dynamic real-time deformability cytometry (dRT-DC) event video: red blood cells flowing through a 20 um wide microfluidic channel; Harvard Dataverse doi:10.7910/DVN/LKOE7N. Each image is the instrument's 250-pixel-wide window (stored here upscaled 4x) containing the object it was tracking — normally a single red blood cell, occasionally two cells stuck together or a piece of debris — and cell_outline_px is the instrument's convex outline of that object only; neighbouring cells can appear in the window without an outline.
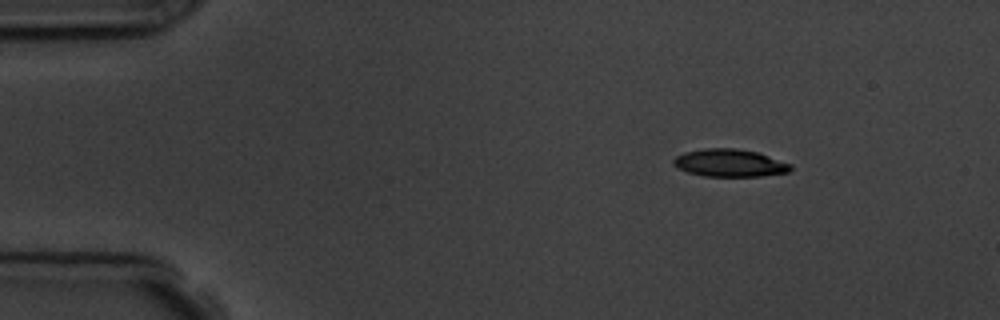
{"species": "common noctule bat (a hibernating species)", "species_latin": "Nyctalus noctula", "temperature_condition": "room temperature", "stored_images_in_passage": 3, "camera_frame_rate_fps": 3000, "um_per_image_px": 0.085, "animal": {"sex": "male", "body_mass_g": 19.5, "forearm_length_mm": 54.6}, "frame": {"image": 1, "passage_image": 1, "time_ms": 0.0, "image_size_px": [1000, 320], "cell_outline_px": [[792, 168], [788, 172], [760, 176], [704, 176], [688, 172], [676, 168], [672, 164], [672, 160], [676, 156], [684, 152], [704, 148], [736, 148], [756, 152], [792, 164]], "centroid_in_image_um": [61.98, 13.85], "position_along_channel_um": 23.0, "area_um2": 18.84}}